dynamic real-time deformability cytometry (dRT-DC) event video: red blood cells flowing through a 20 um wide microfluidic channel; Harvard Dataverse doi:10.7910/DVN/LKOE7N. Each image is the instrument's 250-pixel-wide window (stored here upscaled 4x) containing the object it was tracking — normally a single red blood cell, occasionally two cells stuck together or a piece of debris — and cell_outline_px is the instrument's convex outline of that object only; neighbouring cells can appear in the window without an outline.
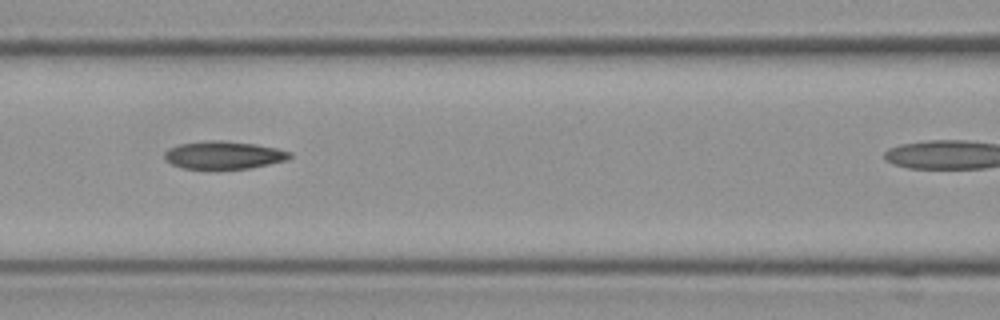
{"species": "Egyptian fruit bat (a non-hibernating species)", "species_latin": "Rousettus aegyptiacus", "temperature_condition": "cold", "stored_images_in_passage": 8, "camera_frame_rate_fps": 3000, "um_per_image_px": 0.085, "frame": {"image": 1, "passage_image": 3, "time_ms": 0.667, "image_size_px": [1000, 320], "cell_outline_px": [[292, 156], [288, 160], [252, 168], [184, 168], [172, 164], [164, 156], [164, 152], [168, 148], [180, 144], [208, 140], [220, 140], [256, 144], [276, 148], [292, 152]], "centroid_in_image_um": [19.06, 13.17], "position_along_channel_um": 147.5, "area_um2": 20.17}}